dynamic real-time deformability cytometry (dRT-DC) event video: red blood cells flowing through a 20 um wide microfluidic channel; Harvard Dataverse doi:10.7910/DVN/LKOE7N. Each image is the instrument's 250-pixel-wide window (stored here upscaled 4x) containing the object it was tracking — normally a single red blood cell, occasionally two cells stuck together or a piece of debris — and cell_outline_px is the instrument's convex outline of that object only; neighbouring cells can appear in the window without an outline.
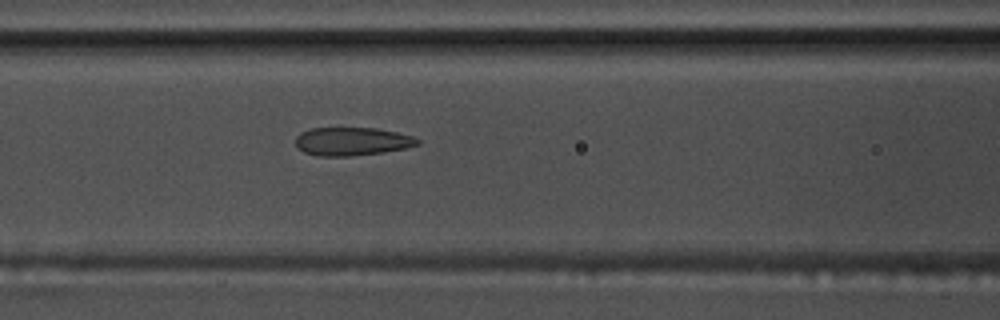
{"species": "common noctule bat (a hibernating species)", "species_latin": "Nyctalus noctula", "temperature_condition": "warm", "stored_images_in_passage": 44, "camera_frame_rate_fps": 3000, "um_per_image_px": 0.085, "animal": {"sex": "male", "body_mass_g": 17.5, "forearm_length_mm": 52.3}, "frame": {"image": 1, "passage_image": 13, "time_ms": 4.0, "image_size_px": [1000, 320], "cell_outline_px": [[420, 144], [404, 148], [384, 152], [352, 156], [320, 156], [304, 152], [296, 148], [296, 136], [300, 132], [312, 128], [376, 128], [396, 132], [412, 136], [420, 140]], "centroid_in_image_um": [29.9, 12.02], "position_along_channel_um": 136.7, "area_um2": 20.11}}
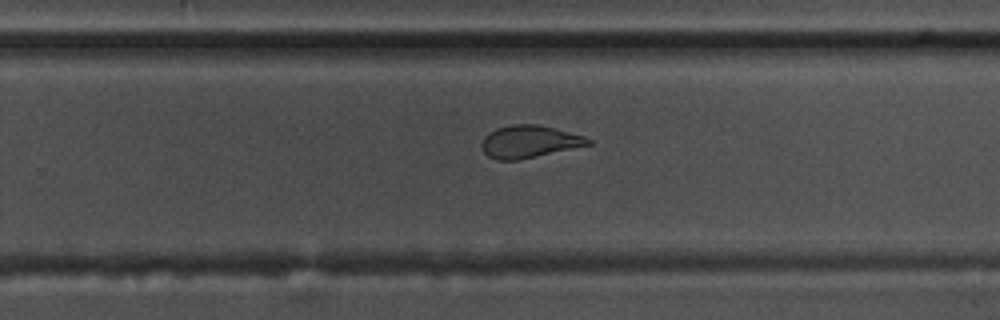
{"frame": {"image": 2, "passage_image": 25, "time_ms": 8.0, "image_size_px": [1000, 320], "cell_outline_px": [[592, 144], [520, 160], [496, 160], [488, 156], [484, 152], [480, 144], [484, 136], [488, 132], [496, 128], [512, 124], [540, 124], [584, 136], [592, 140]], "centroid_in_image_um": [44.96, 12.03], "position_along_channel_um": 284.8, "area_um2": 20.29}}
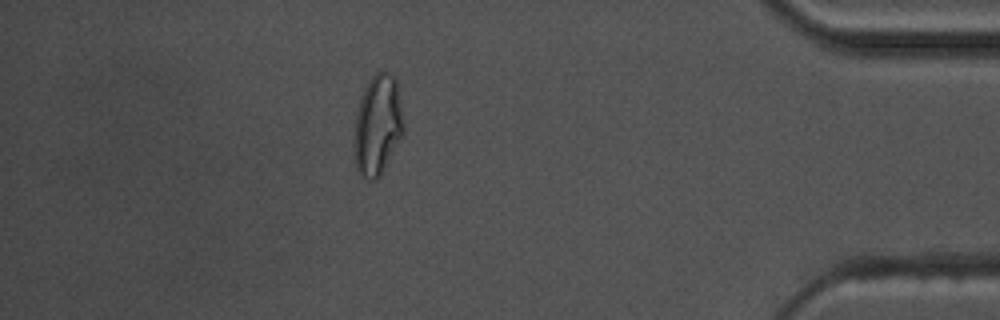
{"frame": {"image": 3, "passage_image": 38, "time_ms": 12.333, "image_size_px": [1000, 320], "cell_outline_px": [[404, 136], [380, 176], [376, 180], [368, 180], [360, 176], [356, 168], [352, 144], [356, 112], [364, 88], [368, 80], [376, 72], [388, 72], [396, 76], [404, 124]], "centroid_in_image_um": [32.09, 10.67], "position_along_channel_um": 403.1, "area_um2": 29.77}, "authors_computed_cell_mechanics": {"area_um2": 21.5883, "velocity_mm_per_s": 3.7091, "shape_relaxation_time_tau1_ms": 9.1776, "shape_relaxation_time_tau2_ms": 1.261, "deformation_change_tau1": 0.2661, "deformation_change_tau2": 0.0953}}